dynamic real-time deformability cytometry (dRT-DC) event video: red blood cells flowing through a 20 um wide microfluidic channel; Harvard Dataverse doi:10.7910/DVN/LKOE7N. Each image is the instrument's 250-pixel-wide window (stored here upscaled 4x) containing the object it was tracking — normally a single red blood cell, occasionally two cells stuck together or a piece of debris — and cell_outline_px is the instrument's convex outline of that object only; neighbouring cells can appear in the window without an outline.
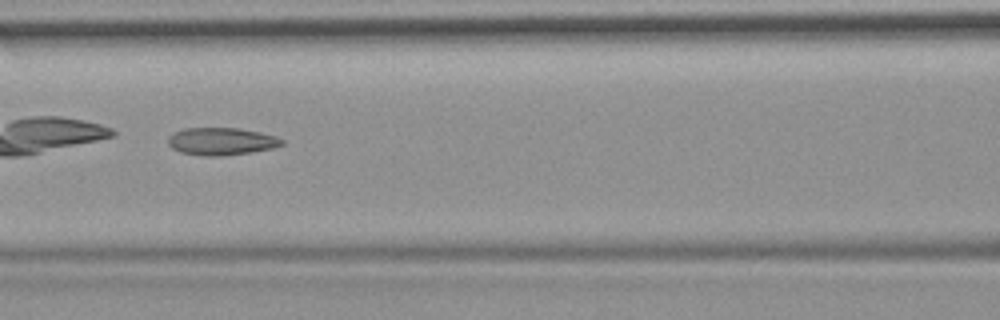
{"species": "common noctule bat (a hibernating species)", "species_latin": "Nyctalus noctula", "temperature_condition": "room temperature", "stored_images_in_passage": 11, "camera_frame_rate_fps": 3000, "um_per_image_px": 0.085, "animal": {"sex": "female", "body_mass_g": 19.9}, "frame": {"image": 1, "passage_image": 7, "time_ms": 2.0, "image_size_px": [1000, 320], "cell_outline_px": [[284, 144], [272, 148], [252, 152], [224, 156], [204, 156], [180, 152], [172, 148], [168, 144], [168, 136], [184, 128], [236, 128], [260, 132], [276, 136], [284, 140]], "centroid_in_image_um": [18.82, 12.02], "position_along_channel_um": 147.8, "area_um2": 18.26}}
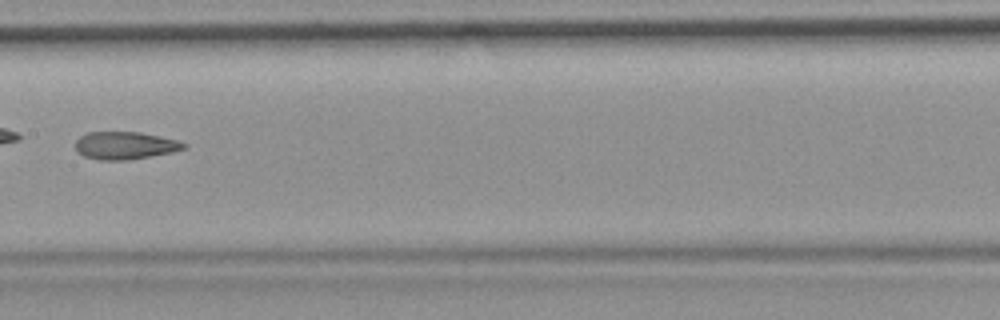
{"frame": {"image": 2, "passage_image": 8, "time_ms": 2.333, "image_size_px": [1000, 320], "cell_outline_px": [[188, 148], [172, 152], [128, 160], [100, 160], [84, 156], [76, 152], [76, 140], [80, 136], [88, 132], [140, 132], [176, 140], [188, 144]], "centroid_in_image_um": [10.63, 12.37], "position_along_channel_um": 196.8, "area_um2": 17.46}}